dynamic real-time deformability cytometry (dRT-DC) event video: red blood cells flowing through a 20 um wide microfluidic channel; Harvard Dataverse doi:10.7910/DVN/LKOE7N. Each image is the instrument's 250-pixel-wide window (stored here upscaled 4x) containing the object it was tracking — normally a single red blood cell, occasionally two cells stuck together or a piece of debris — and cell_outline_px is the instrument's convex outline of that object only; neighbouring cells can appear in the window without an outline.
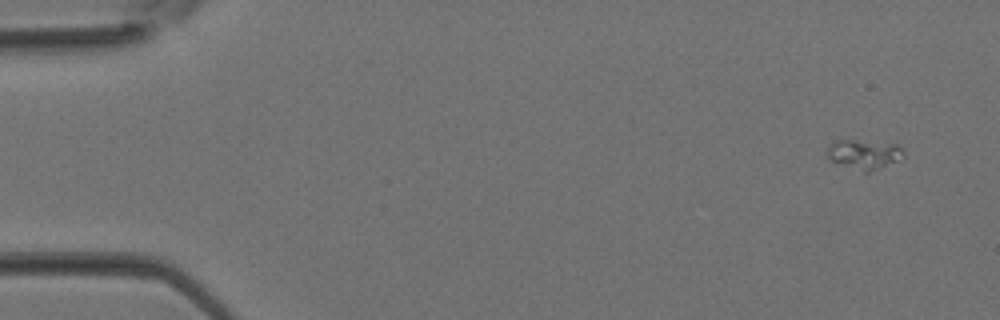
{"species": "Egyptian fruit bat (a non-hibernating species)", "species_latin": "Rousettus aegyptiacus", "temperature_condition": "room temperature", "stored_images_in_passage": 38, "camera_frame_rate_fps": 3000, "um_per_image_px": 0.085, "animal": {"sex": "female"}, "frame": {"image": 1, "passage_image": 1, "time_ms": 0.0, "image_size_px": [1000, 320], "cell_outline_px": [[904, 156], [880, 168], [868, 172], [864, 172], [832, 160], [828, 156], [828, 144], [836, 140], [856, 140], [896, 144], [900, 148]], "centroid_in_image_um": [73.42, 13.09], "position_along_channel_um": 11.6, "area_um2": 12.66}}
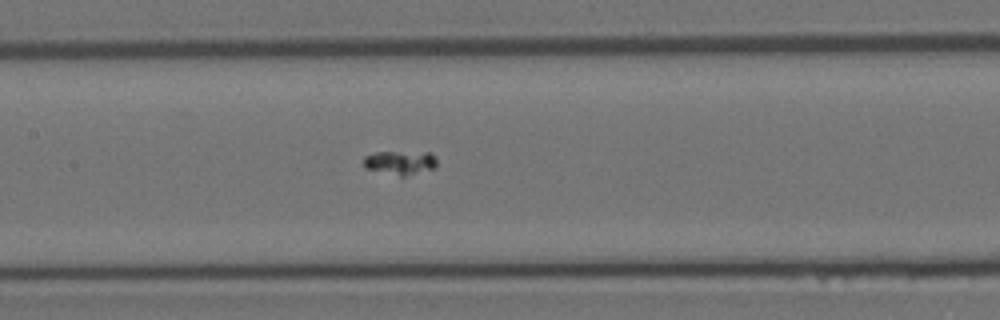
{"frame": {"image": 2, "passage_image": 17, "time_ms": 5.333, "image_size_px": [1000, 320], "cell_outline_px": [[436, 164], [432, 168], [404, 176], [400, 176], [364, 168], [364, 156], [376, 152], [432, 152], [436, 156]], "centroid_in_image_um": [34.0, 13.8], "position_along_channel_um": 173.4, "area_um2": 10.12}}
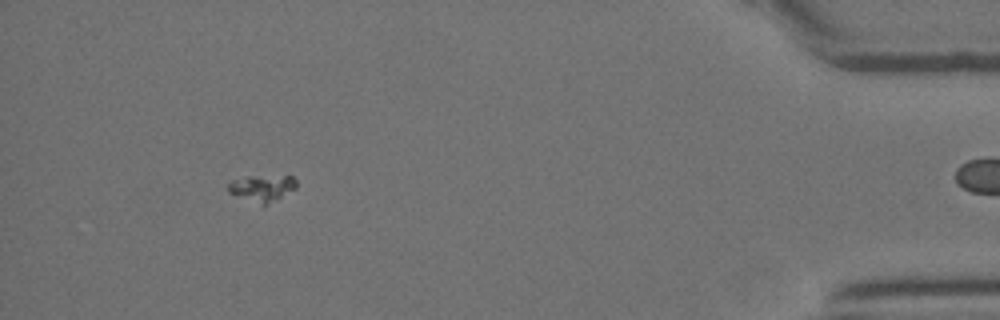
{"frame": {"image": 3, "passage_image": 34, "time_ms": 11.0, "image_size_px": [1000, 320], "cell_outline_px": [[296, 188], [276, 200], [264, 204], [228, 192], [228, 184], [232, 180], [248, 176], [292, 176], [296, 180]], "centroid_in_image_um": [22.31, 15.95], "position_along_channel_um": 412.9, "area_um2": 10.12}}